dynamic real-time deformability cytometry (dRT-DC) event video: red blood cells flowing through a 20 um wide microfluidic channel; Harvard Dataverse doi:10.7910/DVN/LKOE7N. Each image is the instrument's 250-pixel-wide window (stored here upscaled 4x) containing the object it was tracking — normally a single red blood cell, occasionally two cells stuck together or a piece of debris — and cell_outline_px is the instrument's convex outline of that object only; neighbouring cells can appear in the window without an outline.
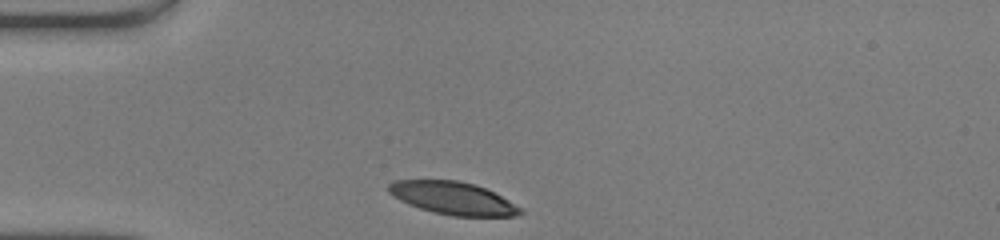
{"species": "human", "species_latin": "Homo sapiens", "temperature_condition": "warm", "stored_images_in_passage": 28, "camera_frame_rate_fps": 3000, "um_per_image_px": 0.085, "donor": {"sex": "male"}, "frame": {"image": 1, "passage_image": 1, "time_ms": 0.0, "image_size_px": [1000, 240], "cell_outline_px": [[524, 212], [516, 216], [452, 216], [420, 208], [408, 204], [400, 200], [388, 192], [388, 184], [392, 180], [460, 180], [476, 184], [524, 208]], "centroid_in_image_um": [38.51, 16.84], "position_along_channel_um": 46.5, "area_um2": 25.09}}
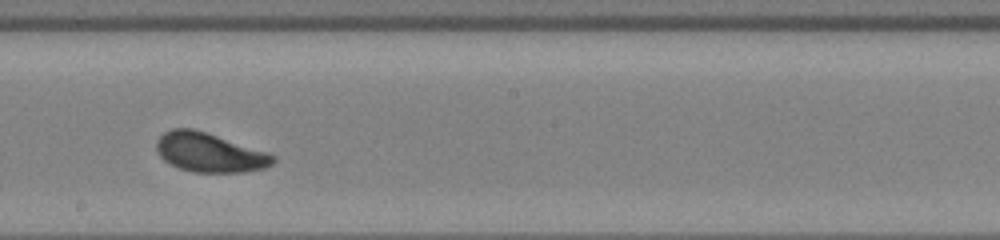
{"frame": {"image": 2, "passage_image": 16, "time_ms": 5.0, "image_size_px": [1000, 240], "cell_outline_px": [[276, 160], [272, 164], [264, 168], [240, 172], [192, 172], [180, 168], [164, 160], [156, 152], [156, 140], [164, 132], [172, 128], [192, 128], [268, 152], [276, 156]], "centroid_in_image_um": [17.79, 12.96], "position_along_channel_um": 230.4, "area_um2": 26.47}}
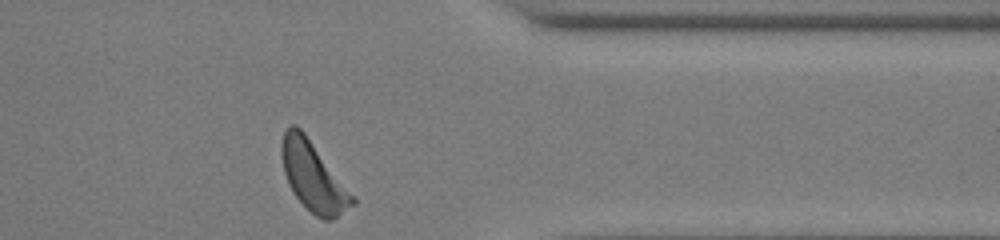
{"frame": {"image": 3, "passage_image": 28, "time_ms": 9.0, "image_size_px": [1000, 240], "cell_outline_px": [[356, 204], [332, 220], [324, 220], [316, 216], [296, 196], [288, 184], [284, 172], [280, 152], [280, 148], [284, 132], [292, 124], [296, 124], [304, 132], [356, 200]], "centroid_in_image_um": [26.6, 15.01], "position_along_channel_um": 384.8, "area_um2": 27.86}, "authors_computed_cell_mechanics": {"area_um2": 26.8192, "velocity_mm_per_s": 4.1457, "shape_relaxation_time_tau1_ms": 1.4319, "shape_relaxation_time_tau2_ms": 8.5598, "deformation_change_tau1": 0.1142, "deformation_change_tau2": 0.1741}}